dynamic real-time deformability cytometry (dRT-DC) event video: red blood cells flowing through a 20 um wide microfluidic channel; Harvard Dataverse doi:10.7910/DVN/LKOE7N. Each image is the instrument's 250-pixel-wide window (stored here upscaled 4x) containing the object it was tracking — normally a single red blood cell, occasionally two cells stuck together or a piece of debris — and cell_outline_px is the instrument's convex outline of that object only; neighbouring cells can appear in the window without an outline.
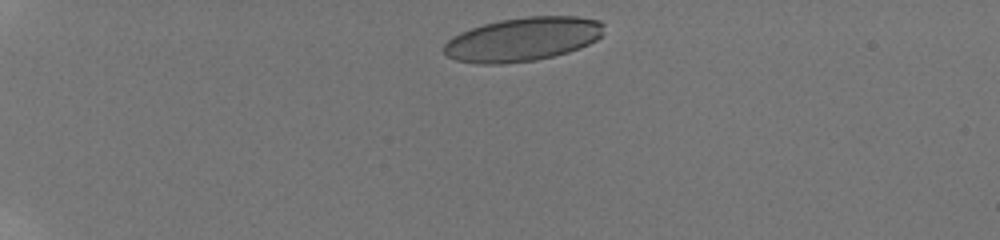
{"species": "human", "species_latin": "Homo sapiens", "temperature_condition": "room temperature", "stored_images_in_passage": 7, "camera_frame_rate_fps": 3000, "um_per_image_px": 0.085, "donor": {"sex": "male"}, "frame": {"image": 1, "passage_image": 1, "time_ms": 0.0, "image_size_px": [1000, 240], "cell_outline_px": [[604, 32], [596, 40], [580, 48], [568, 52], [536, 60], [500, 64], [480, 64], [456, 60], [448, 56], [444, 52], [444, 44], [452, 36], [460, 32], [484, 24], [500, 20], [528, 16], [576, 16], [600, 20], [604, 24]], "centroid_in_image_um": [44.45, 3.33], "position_along_channel_um": 40.5, "area_um2": 40.86}}
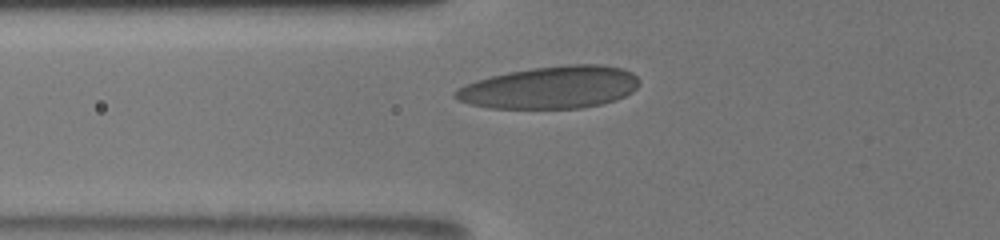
{"frame": {"image": 2, "passage_image": 5, "time_ms": 3.0, "image_size_px": [1000, 240], "cell_outline_px": [[640, 84], [632, 92], [616, 100], [600, 104], [580, 108], [488, 108], [472, 104], [460, 100], [452, 96], [452, 92], [476, 80], [508, 72], [532, 68], [568, 64], [604, 64], [620, 68], [632, 72], [640, 80]], "centroid_in_image_um": [46.82, 7.43], "position_along_channel_um": 79.0, "area_um2": 45.32}}
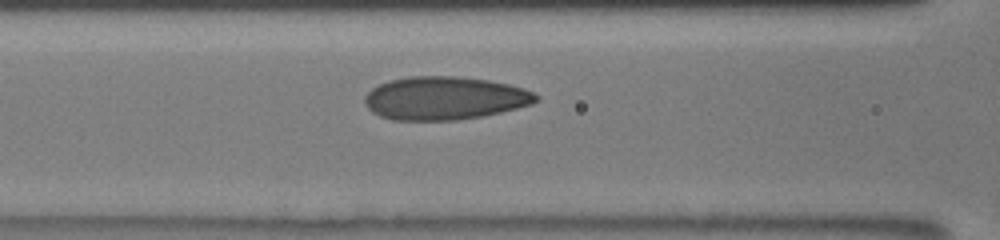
{"frame": {"image": 3, "passage_image": 7, "time_ms": 4.333, "image_size_px": [1000, 240], "cell_outline_px": [[540, 100], [532, 104], [484, 116], [456, 120], [392, 120], [380, 116], [372, 112], [368, 108], [364, 100], [364, 96], [372, 88], [388, 80], [408, 76], [452, 76], [488, 80], [508, 84], [524, 88], [540, 96]], "centroid_in_image_um": [37.79, 8.34], "position_along_channel_um": 128.8, "area_um2": 43.23}}